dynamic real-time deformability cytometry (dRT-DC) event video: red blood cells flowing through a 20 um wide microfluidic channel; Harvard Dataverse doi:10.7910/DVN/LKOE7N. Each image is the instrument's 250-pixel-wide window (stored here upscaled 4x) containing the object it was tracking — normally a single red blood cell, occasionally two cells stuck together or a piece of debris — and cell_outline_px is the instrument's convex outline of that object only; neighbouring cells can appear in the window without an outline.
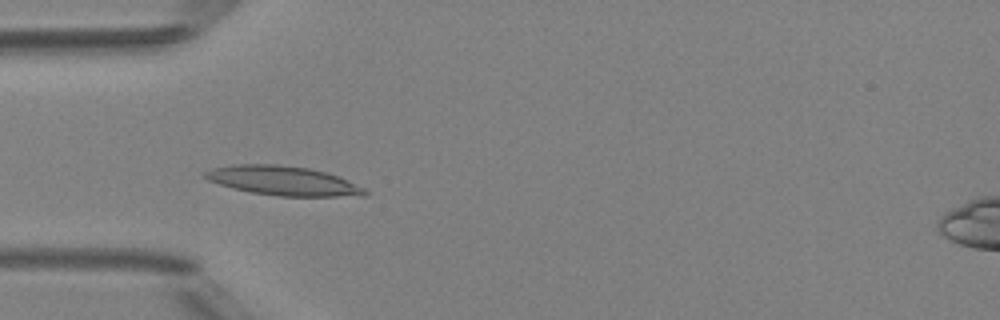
{"species": "Egyptian fruit bat (a non-hibernating species)", "species_latin": "Rousettus aegyptiacus", "temperature_condition": "room temperature", "stored_images_in_passage": 49, "camera_frame_rate_fps": 3000, "um_per_image_px": 0.085, "animal": {"sex": "female"}, "frame": {"image": 1, "passage_image": 15, "time_ms": 4.667, "image_size_px": [1000, 320], "cell_outline_px": [[368, 196], [280, 196], [252, 192], [232, 188], [208, 180], [204, 176], [204, 172], [212, 168], [236, 164], [276, 164], [308, 168], [328, 172], [364, 188], [368, 192]], "centroid_in_image_um": [24.07, 15.36], "position_along_channel_um": 60.9, "area_um2": 27.11}}
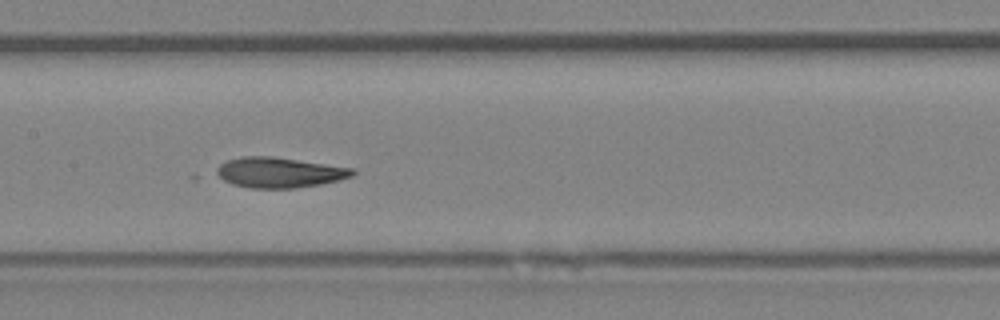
{"frame": {"image": 2, "passage_image": 24, "time_ms": 7.667, "image_size_px": [1000, 320], "cell_outline_px": [[356, 172], [352, 176], [340, 180], [320, 184], [296, 188], [248, 188], [232, 184], [224, 180], [216, 172], [216, 168], [220, 164], [228, 160], [240, 156], [272, 156], [356, 168]], "centroid_in_image_um": [23.77, 14.65], "position_along_channel_um": 183.6, "area_um2": 24.16}}
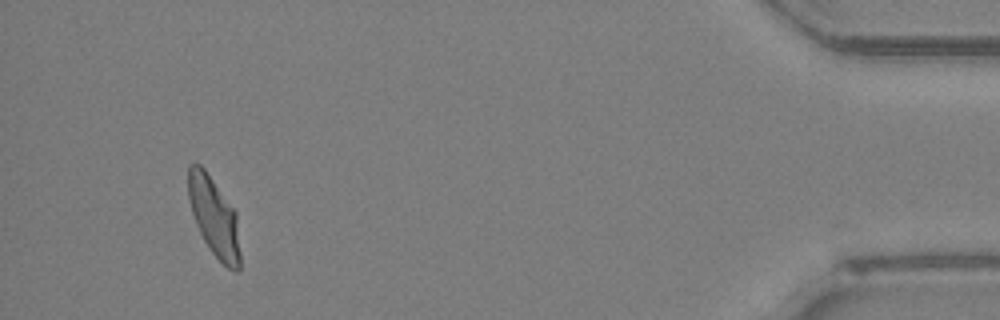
{"frame": {"image": 3, "passage_image": 46, "time_ms": 15.0, "image_size_px": [1000, 320], "cell_outline_px": [[240, 268], [236, 272], [228, 268], [212, 252], [204, 240], [200, 232], [192, 212], [188, 200], [188, 164], [196, 160], [204, 168], [236, 212], [240, 252]], "centroid_in_image_um": [18.18, 18.4], "position_along_channel_um": 417.0, "area_um2": 23.81}, "authors_computed_cell_mechanics": {"area_um2": 24.6806, "velocity_mm_per_s": 4.1751, "shape_relaxation_time_tau1_ms": 3.1397, "shape_relaxation_time_tau2_ms": null, "deformation_change_tau1": 0.1312, "deformation_change_tau2": null}}